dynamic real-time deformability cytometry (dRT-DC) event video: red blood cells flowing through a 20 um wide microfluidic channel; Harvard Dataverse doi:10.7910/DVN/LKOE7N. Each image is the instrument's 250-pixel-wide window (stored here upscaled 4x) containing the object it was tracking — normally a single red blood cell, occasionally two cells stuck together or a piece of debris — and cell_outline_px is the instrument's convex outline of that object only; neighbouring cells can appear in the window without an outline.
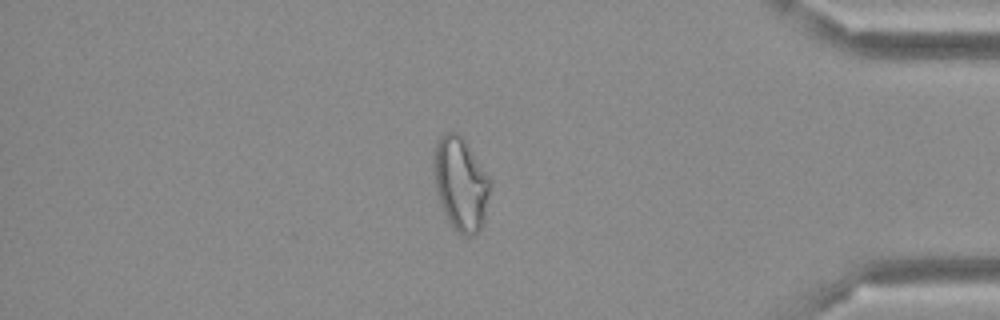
{"species": "Egyptian fruit bat (a non-hibernating species)", "species_latin": "Rousettus aegyptiacus", "temperature_condition": "cold", "stored_images_in_passage": 48, "camera_frame_rate_fps": 3000, "um_per_image_px": 0.085, "frame": {"image": 1, "passage_image": 41, "time_ms": 13.333, "image_size_px": [1000, 320], "cell_outline_px": [[492, 180], [484, 216], [480, 232], [472, 236], [464, 236], [456, 232], [452, 228], [440, 204], [432, 172], [432, 152], [436, 140], [444, 132], [456, 132], [468, 144]], "centroid_in_image_um": [39.13, 15.6], "position_along_channel_um": 396.1, "area_um2": 31.27}}